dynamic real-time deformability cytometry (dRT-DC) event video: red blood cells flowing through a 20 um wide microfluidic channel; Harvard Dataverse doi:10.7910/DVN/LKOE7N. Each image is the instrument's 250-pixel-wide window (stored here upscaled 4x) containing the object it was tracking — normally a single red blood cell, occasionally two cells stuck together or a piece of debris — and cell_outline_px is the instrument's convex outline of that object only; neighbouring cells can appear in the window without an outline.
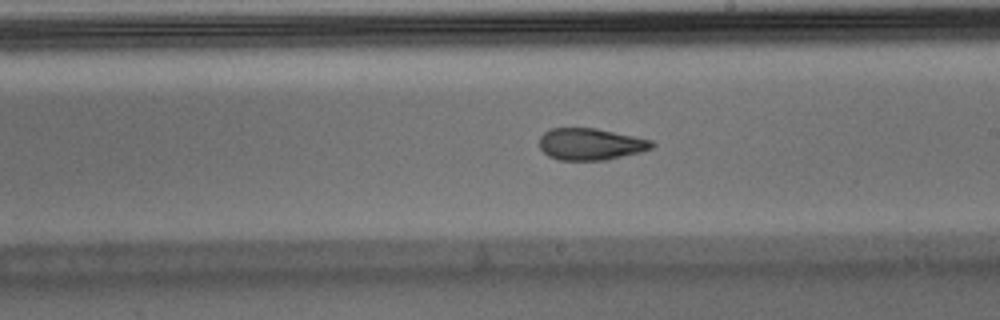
{"species": "Egyptian fruit bat (a non-hibernating species)", "species_latin": "Rousettus aegyptiacus", "temperature_condition": "warm", "stored_images_in_passage": 27, "camera_frame_rate_fps": 3000, "um_per_image_px": 0.085, "animal": {"sex": "male"}, "frame": {"image": 1, "passage_image": 16, "time_ms": 5.0, "image_size_px": [1000, 320], "cell_outline_px": [[656, 144], [652, 148], [640, 152], [608, 160], [560, 160], [548, 156], [540, 148], [540, 136], [544, 132], [552, 128], [596, 128], [652, 140]], "centroid_in_image_um": [50.21, 12.25], "position_along_channel_um": 238.8, "area_um2": 20.87}}